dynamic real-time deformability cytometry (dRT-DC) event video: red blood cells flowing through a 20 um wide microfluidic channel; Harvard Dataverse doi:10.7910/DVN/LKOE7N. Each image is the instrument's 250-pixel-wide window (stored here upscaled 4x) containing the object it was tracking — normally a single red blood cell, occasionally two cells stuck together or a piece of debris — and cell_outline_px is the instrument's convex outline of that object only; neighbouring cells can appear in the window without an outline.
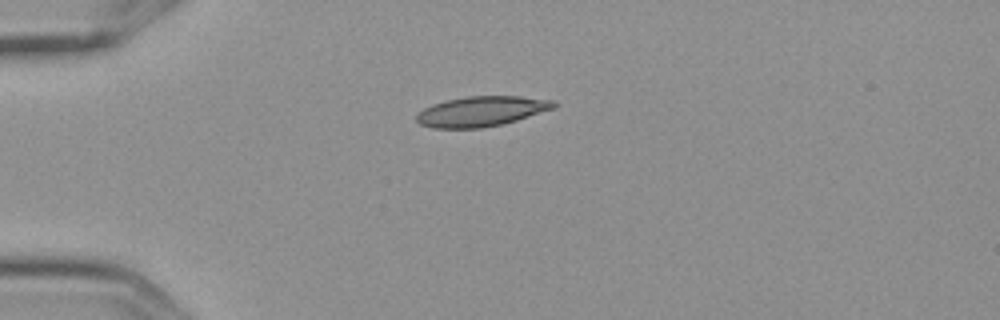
{"species": "Egyptian fruit bat (a non-hibernating species)", "species_latin": "Rousettus aegyptiacus", "temperature_condition": "cold", "stored_images_in_passage": 2, "camera_frame_rate_fps": 3000, "um_per_image_px": 0.085, "frame": {"image": 1, "passage_image": 1, "time_ms": 0.0, "image_size_px": [1000, 320], "cell_outline_px": [[556, 108], [516, 120], [500, 124], [480, 128], [432, 128], [420, 124], [416, 120], [416, 116], [424, 108], [432, 104], [444, 100], [468, 96], [520, 96], [556, 100]], "centroid_in_image_um": [40.93, 9.45], "position_along_channel_um": 44.1, "area_um2": 24.1}}